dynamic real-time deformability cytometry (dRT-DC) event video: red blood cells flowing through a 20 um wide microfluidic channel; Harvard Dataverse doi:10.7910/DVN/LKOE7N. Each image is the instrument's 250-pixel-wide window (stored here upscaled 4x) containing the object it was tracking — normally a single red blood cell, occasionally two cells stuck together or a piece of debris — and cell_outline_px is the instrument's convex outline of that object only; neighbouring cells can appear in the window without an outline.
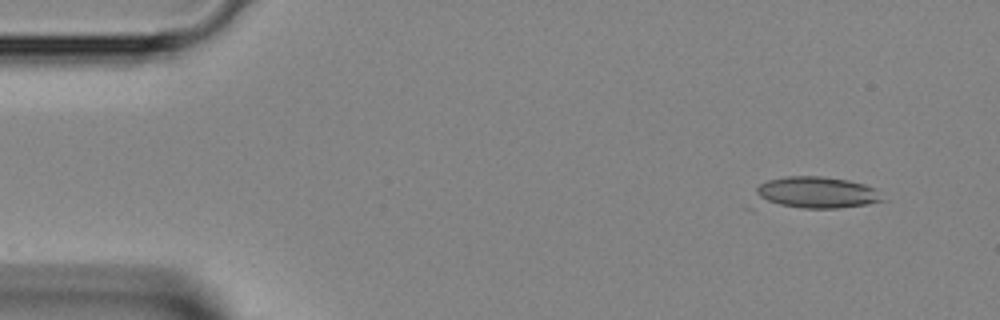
{"species": "Egyptian fruit bat (a non-hibernating species)", "species_latin": "Rousettus aegyptiacus", "temperature_condition": "room temperature", "stored_images_in_passage": 9, "camera_frame_rate_fps": 3000, "um_per_image_px": 0.085, "animal": {"sex": "female"}, "frame": {"image": 1, "passage_image": 1, "time_ms": 0.0, "image_size_px": [1000, 320], "cell_outline_px": [[888, 200], [868, 204], [840, 208], [804, 208], [780, 204], [768, 200], [760, 196], [756, 192], [756, 188], [760, 184], [768, 180], [788, 176], [820, 176], [848, 180], [864, 184], [876, 188]], "centroid_in_image_um": [69.56, 16.35], "position_along_channel_um": 15.4, "area_um2": 22.95}}
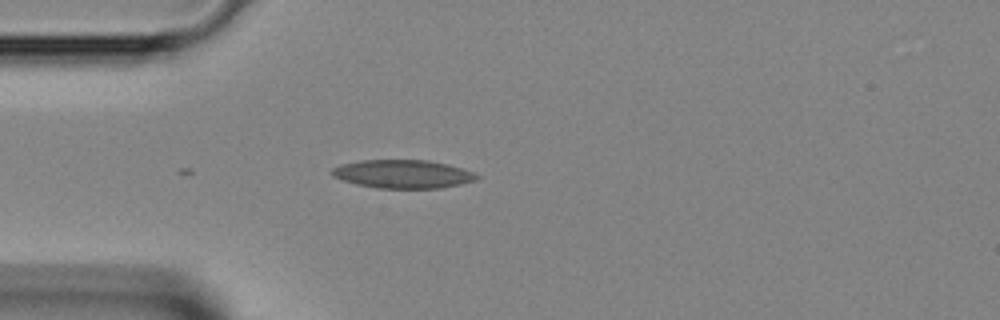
{"frame": {"image": 2, "passage_image": 9, "time_ms": 2.667, "image_size_px": [1000, 320], "cell_outline_px": [[480, 176], [476, 180], [460, 184], [440, 188], [376, 188], [356, 184], [332, 176], [328, 172], [332, 168], [340, 164], [360, 160], [428, 160], [448, 164], [472, 172]], "centroid_in_image_um": [34.2, 14.79], "position_along_channel_um": 50.8, "area_um2": 23.99}}